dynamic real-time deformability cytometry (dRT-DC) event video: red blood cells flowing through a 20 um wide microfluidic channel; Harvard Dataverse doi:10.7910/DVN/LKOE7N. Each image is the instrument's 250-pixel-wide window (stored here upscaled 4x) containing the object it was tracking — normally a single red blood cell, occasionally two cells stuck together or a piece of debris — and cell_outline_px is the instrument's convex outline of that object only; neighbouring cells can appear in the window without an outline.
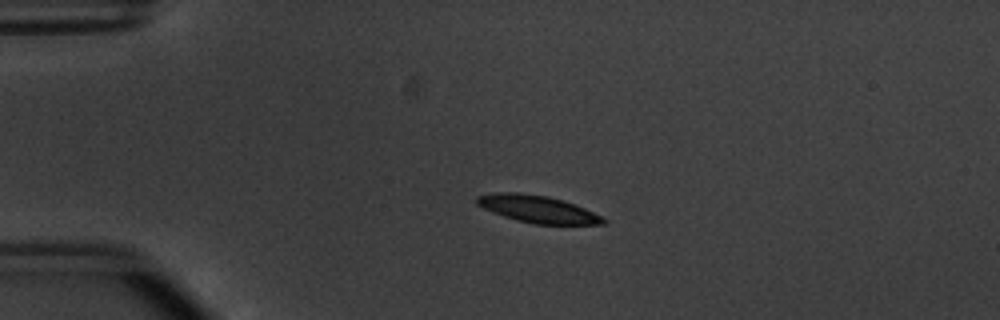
{"species": "common noctule bat (a hibernating species)", "species_latin": "Nyctalus noctula", "temperature_condition": "warm", "stored_images_in_passage": 48, "camera_frame_rate_fps": 3000, "um_per_image_px": 0.085, "animal": {"sex": "male", "body_mass_g": 20.1, "forearm_length_mm": 53.5}, "frame": {"image": 1, "passage_image": 13, "time_ms": 4.0, "image_size_px": [1000, 320], "cell_outline_px": [[608, 224], [536, 224], [516, 220], [492, 212], [476, 204], [472, 200], [476, 196], [492, 192], [516, 192], [548, 196], [564, 200], [584, 208], [608, 220]], "centroid_in_image_um": [45.65, 17.76], "position_along_channel_um": 39.4, "area_um2": 20.17}}
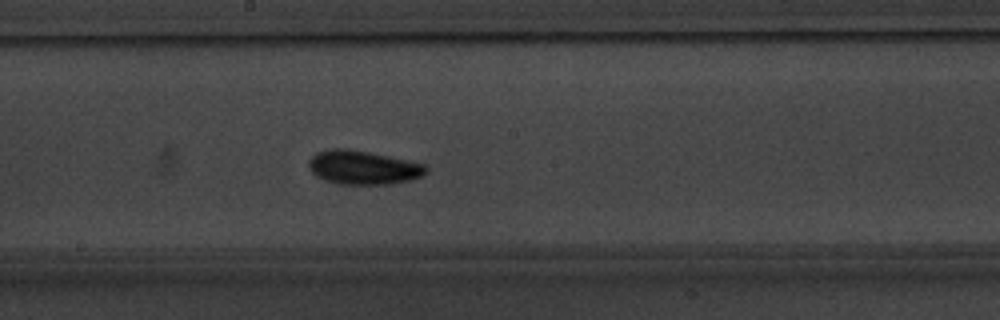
{"frame": {"image": 2, "passage_image": 30, "time_ms": 9.667, "image_size_px": [1000, 320], "cell_outline_px": [[428, 172], [412, 180], [388, 184], [340, 184], [324, 180], [316, 176], [308, 168], [308, 160], [316, 152], [332, 148], [348, 148], [388, 156], [424, 164], [428, 168]], "centroid_in_image_um": [30.83, 14.23], "position_along_channel_um": 217.4, "area_um2": 23.18}}
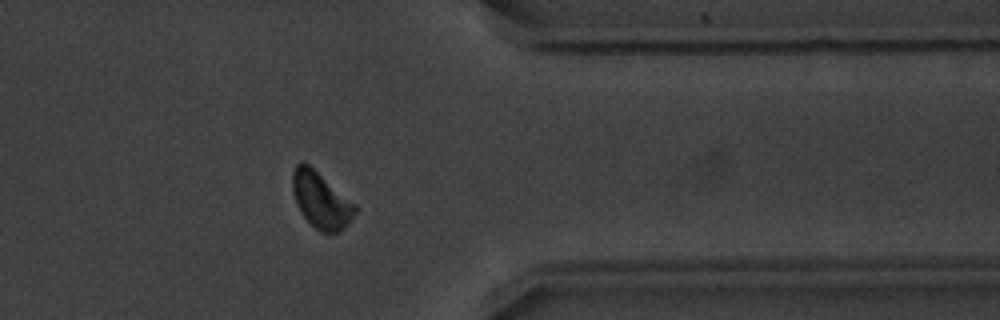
{"frame": {"image": 3, "passage_image": 44, "time_ms": 14.333, "image_size_px": [1000, 320], "cell_outline_px": [[360, 208], [348, 224], [344, 228], [336, 232], [320, 232], [300, 212], [296, 204], [292, 188], [292, 172], [296, 164], [300, 160], [304, 160], [356, 204]], "centroid_in_image_um": [27.29, 16.98], "position_along_channel_um": 384.1, "area_um2": 20.63}, "authors_computed_cell_mechanics": {"area_um2": 20.23, "velocity_mm_per_s": 3.7815, "shape_relaxation_time_tau1_ms": 1.9327, "shape_relaxation_time_tau2_ms": 8.7996, "deformation_change_tau1": 0.1069, "deformation_change_tau2": 0.1541}}